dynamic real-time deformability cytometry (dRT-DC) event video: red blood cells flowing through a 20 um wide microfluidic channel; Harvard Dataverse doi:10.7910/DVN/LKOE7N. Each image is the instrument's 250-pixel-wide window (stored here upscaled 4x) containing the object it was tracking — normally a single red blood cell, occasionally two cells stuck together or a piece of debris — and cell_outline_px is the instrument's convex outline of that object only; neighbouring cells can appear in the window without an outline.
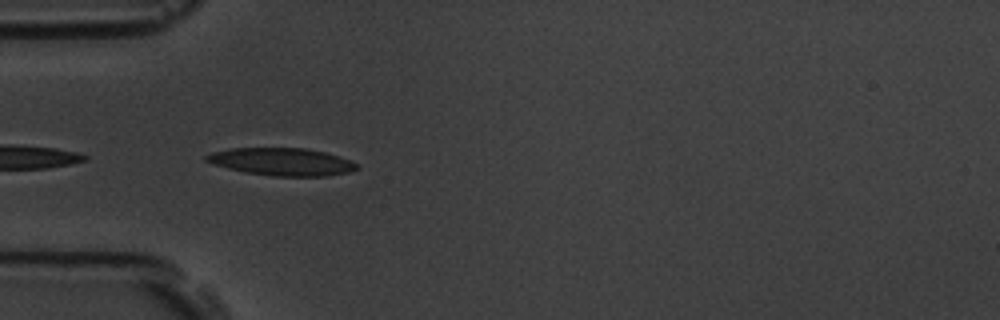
{"species": "common noctule bat (a hibernating species)", "species_latin": "Nyctalus noctula", "temperature_condition": "room temperature", "stored_images_in_passage": 10, "camera_frame_rate_fps": 3000, "um_per_image_px": 0.085, "animal": {"sex": "male", "body_mass_g": 19.5, "forearm_length_mm": 54.6}, "frame": {"image": 1, "passage_image": 5, "time_ms": 5.333, "image_size_px": [1000, 320], "cell_outline_px": [[360, 168], [348, 172], [328, 176], [272, 176], [244, 172], [212, 164], [204, 160], [204, 156], [212, 152], [232, 148], [304, 148], [324, 152], [360, 164]], "centroid_in_image_um": [23.93, 13.75], "position_along_channel_um": 61.1, "area_um2": 24.16}}
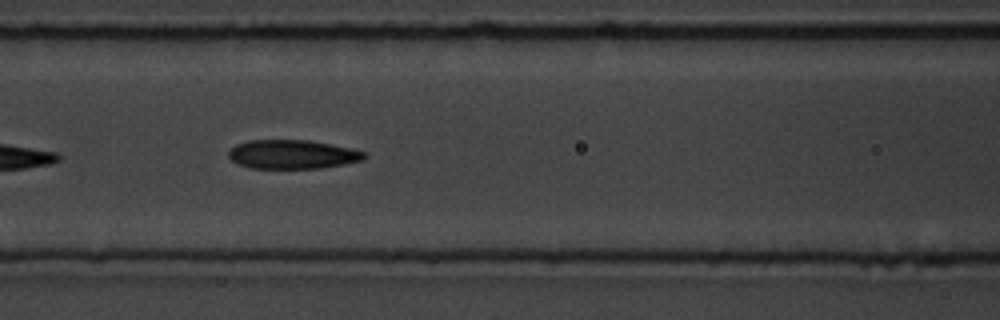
{"frame": {"image": 2, "passage_image": 7, "time_ms": 7.667, "image_size_px": [1000, 320], "cell_outline_px": [[368, 156], [364, 160], [344, 164], [320, 168], [252, 168], [236, 164], [228, 156], [228, 152], [236, 144], [248, 140], [308, 140], [352, 148], [364, 152]], "centroid_in_image_um": [24.86, 13.12], "position_along_channel_um": 141.7, "area_um2": 22.95}}
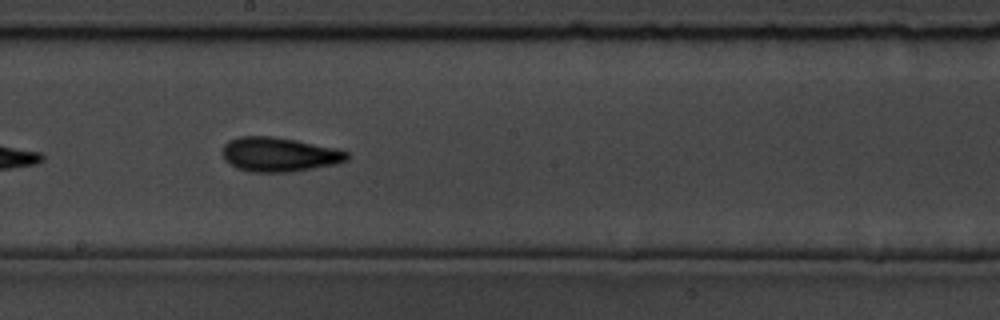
{"frame": {"image": 3, "passage_image": 9, "time_ms": 10.0, "image_size_px": [1000, 320], "cell_outline_px": [[348, 160], [332, 164], [312, 168], [288, 172], [252, 172], [236, 168], [228, 164], [224, 160], [220, 152], [224, 144], [228, 140], [240, 136], [272, 136], [296, 140], [336, 148], [348, 152]], "centroid_in_image_um": [23.65, 13.12], "position_along_channel_um": 224.6, "area_um2": 25.03}}